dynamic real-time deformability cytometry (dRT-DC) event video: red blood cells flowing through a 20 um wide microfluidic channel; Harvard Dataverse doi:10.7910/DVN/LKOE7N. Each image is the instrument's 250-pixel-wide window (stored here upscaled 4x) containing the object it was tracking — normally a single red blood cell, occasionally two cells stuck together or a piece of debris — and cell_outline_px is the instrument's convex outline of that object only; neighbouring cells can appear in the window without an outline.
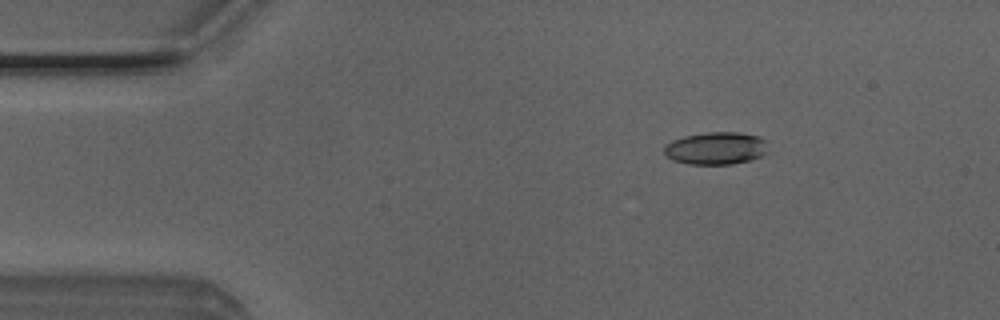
{"species": "Egyptian fruit bat (a non-hibernating species)", "species_latin": "Rousettus aegyptiacus", "temperature_condition": "room temperature", "stored_images_in_passage": 42, "camera_frame_rate_fps": 3000, "um_per_image_px": 0.085, "animal": {"sex": "male"}, "frame": {"image": 1, "passage_image": 8, "time_ms": 2.333, "image_size_px": [1000, 320], "cell_outline_px": [[768, 152], [760, 156], [748, 160], [732, 164], [688, 164], [672, 160], [664, 156], [664, 144], [672, 140], [684, 136], [708, 132], [740, 132], [760, 136], [768, 140]], "centroid_in_image_um": [60.86, 12.59], "position_along_channel_um": 24.1, "area_um2": 20.06}}
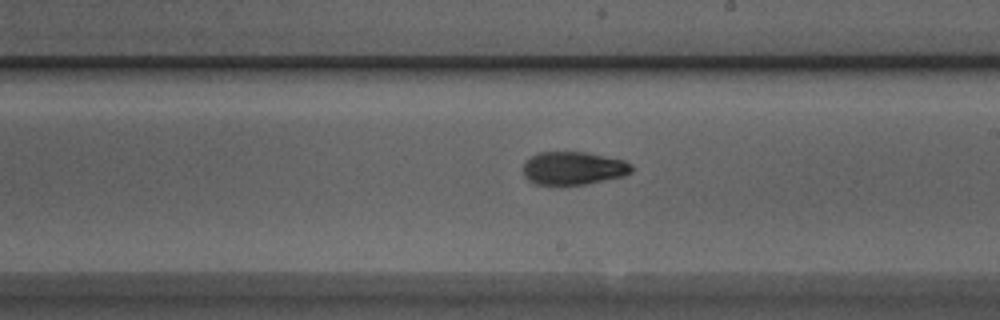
{"frame": {"image": 2, "passage_image": 29, "time_ms": 9.333, "image_size_px": [1000, 320], "cell_outline_px": [[632, 172], [624, 176], [584, 184], [532, 184], [524, 176], [524, 160], [540, 152], [584, 152], [624, 160], [632, 164]], "centroid_in_image_um": [48.72, 14.29], "position_along_channel_um": 240.3, "area_um2": 20.81}}
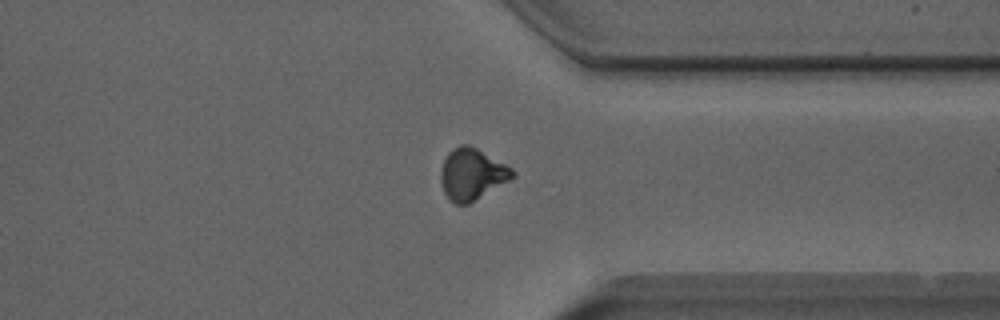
{"frame": {"image": 3, "passage_image": 39, "time_ms": 12.667, "image_size_px": [1000, 320], "cell_outline_px": [[516, 176], [468, 204], [456, 204], [448, 200], [444, 192], [440, 180], [440, 172], [444, 160], [448, 152], [452, 148], [460, 144], [468, 144], [476, 148], [512, 168], [516, 172]], "centroid_in_image_um": [40.09, 14.8], "position_along_channel_um": 371.3, "area_um2": 21.44}, "authors_computed_cell_mechanics": {"area_um2": 20.8947, "velocity_mm_per_s": 4.0287, "shape_relaxation_time_tau1_ms": 5.4434, "shape_relaxation_time_tau2_ms": 2.331, "deformation_change_tau1": 0.1624, "deformation_change_tau2": 0.0838}}